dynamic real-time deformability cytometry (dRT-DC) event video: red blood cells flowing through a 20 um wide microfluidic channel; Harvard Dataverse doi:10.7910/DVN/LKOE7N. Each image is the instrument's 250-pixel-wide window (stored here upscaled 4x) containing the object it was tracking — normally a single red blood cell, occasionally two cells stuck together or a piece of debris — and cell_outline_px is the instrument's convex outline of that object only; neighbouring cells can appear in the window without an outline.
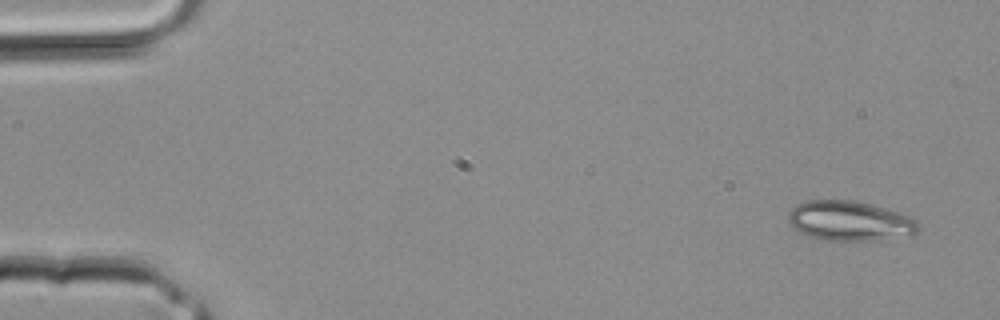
{"species": "common noctule bat (a hibernating species)", "species_latin": "Nyctalus noctula", "temperature_condition": "room temperature", "stored_images_in_passage": 4, "camera_frame_rate_fps": 3000, "um_per_image_px": 0.085, "animal": {"sex": "male", "body_mass_g": 20.4}, "frame": {"image": 1, "passage_image": 1, "time_ms": 0.0, "image_size_px": [1000, 320], "cell_outline_px": [[920, 228], [916, 232], [876, 240], [824, 240], [800, 232], [792, 228], [788, 220], [788, 212], [796, 204], [808, 200], [856, 200], [872, 204], [900, 212], [912, 216], [920, 224]], "centroid_in_image_um": [72.21, 18.75], "position_along_channel_um": 12.8, "area_um2": 30.11}}